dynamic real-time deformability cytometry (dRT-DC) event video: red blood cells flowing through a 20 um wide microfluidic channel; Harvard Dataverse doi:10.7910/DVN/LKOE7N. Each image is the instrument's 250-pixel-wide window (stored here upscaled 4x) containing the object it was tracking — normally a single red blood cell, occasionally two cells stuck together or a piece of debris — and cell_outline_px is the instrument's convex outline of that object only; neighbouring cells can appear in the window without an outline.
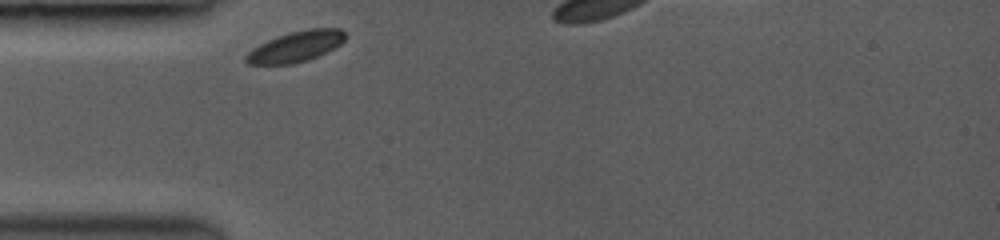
{"species": "common noctule bat (a hibernating species)", "species_latin": "Nyctalus noctula", "temperature_condition": "room temperature", "stored_images_in_passage": 10, "camera_frame_rate_fps": 3500, "um_per_image_px": 0.085, "animal": {"sex": "female", "body_mass_g": 19.0, "forearm_length_mm": 53.3}, "frame": {"image": 1, "passage_image": 1, "time_ms": 0.0, "image_size_px": [1000, 240], "cell_outline_px": [[344, 40], [340, 44], [316, 56], [292, 64], [248, 64], [244, 60], [244, 56], [252, 48], [276, 36], [288, 32], [308, 28], [340, 28], [344, 32]], "centroid_in_image_um": [25.09, 3.94], "position_along_channel_um": 59.9, "area_um2": 17.51}}
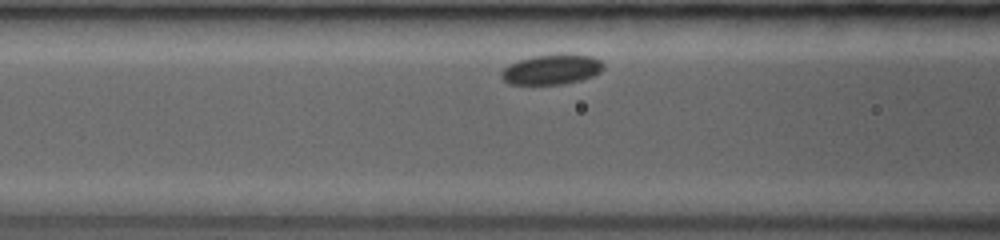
{"frame": {"image": 2, "passage_image": 7, "time_ms": 1.714, "image_size_px": [1000, 240], "cell_outline_px": [[604, 68], [600, 72], [592, 76], [580, 80], [564, 84], [508, 84], [500, 76], [500, 72], [508, 64], [532, 56], [592, 56], [600, 60], [604, 64]], "centroid_in_image_um": [46.86, 5.94], "position_along_channel_um": 119.7, "area_um2": 17.4}}